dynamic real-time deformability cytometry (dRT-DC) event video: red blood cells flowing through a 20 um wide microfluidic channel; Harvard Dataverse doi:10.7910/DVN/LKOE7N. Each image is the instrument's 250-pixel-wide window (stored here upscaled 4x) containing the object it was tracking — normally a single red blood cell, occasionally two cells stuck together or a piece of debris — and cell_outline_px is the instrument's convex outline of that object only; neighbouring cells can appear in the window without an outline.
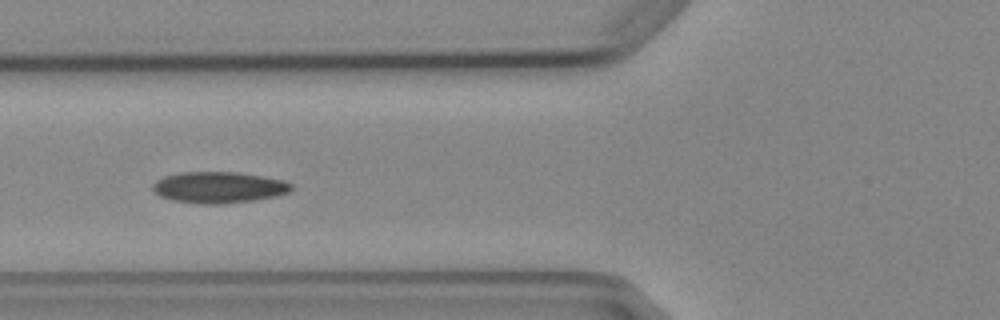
{"species": "Egyptian fruit bat (a non-hibernating species)", "species_latin": "Rousettus aegyptiacus", "temperature_condition": "cold", "stored_images_in_passage": 7, "camera_frame_rate_fps": 3000, "um_per_image_px": 0.085, "animal": {"sex": "female"}, "frame": {"image": 1, "passage_image": 5, "time_ms": 5.333, "image_size_px": [1000, 320], "cell_outline_px": [[292, 188], [288, 192], [276, 196], [252, 200], [216, 204], [200, 204], [172, 200], [160, 196], [152, 188], [152, 184], [156, 180], [164, 176], [180, 172], [240, 172], [284, 180], [292, 184]], "centroid_in_image_um": [18.58, 15.92], "position_along_channel_um": 107.2, "area_um2": 25.2}}